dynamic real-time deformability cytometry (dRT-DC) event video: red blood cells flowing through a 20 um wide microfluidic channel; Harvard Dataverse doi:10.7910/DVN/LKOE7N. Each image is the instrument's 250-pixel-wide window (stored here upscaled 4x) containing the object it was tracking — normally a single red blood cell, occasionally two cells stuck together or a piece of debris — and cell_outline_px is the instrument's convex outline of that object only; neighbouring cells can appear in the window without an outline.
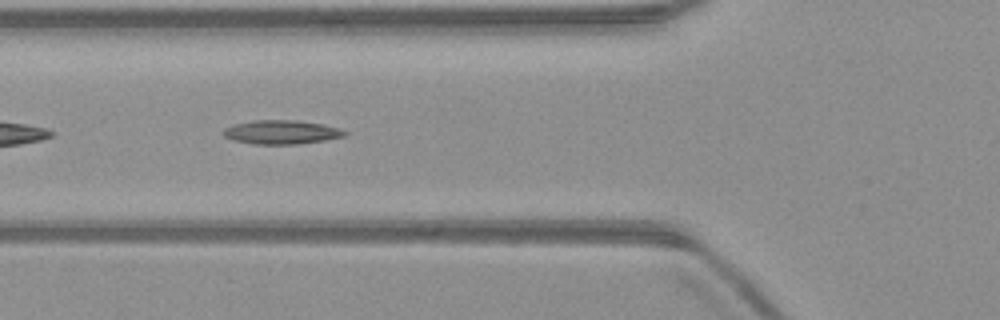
{"species": "common noctule bat (a hibernating species)", "species_latin": "Nyctalus noctula", "temperature_condition": "warm", "stored_images_in_passage": 34, "camera_frame_rate_fps": 3000, "um_per_image_px": 0.085, "animal": {"sex": "male", "body_mass_g": 23.1, "forearm_length_mm": 52.7}, "frame": {"image": 1, "passage_image": 5, "time_ms": 1.333, "image_size_px": [1000, 320], "cell_outline_px": [[348, 136], [324, 140], [296, 144], [252, 144], [232, 140], [224, 136], [224, 128], [232, 124], [252, 120], [296, 120], [320, 124], [340, 128], [348, 132]], "centroid_in_image_um": [23.92, 11.23], "position_along_channel_um": 101.9, "area_um2": 16.99}}
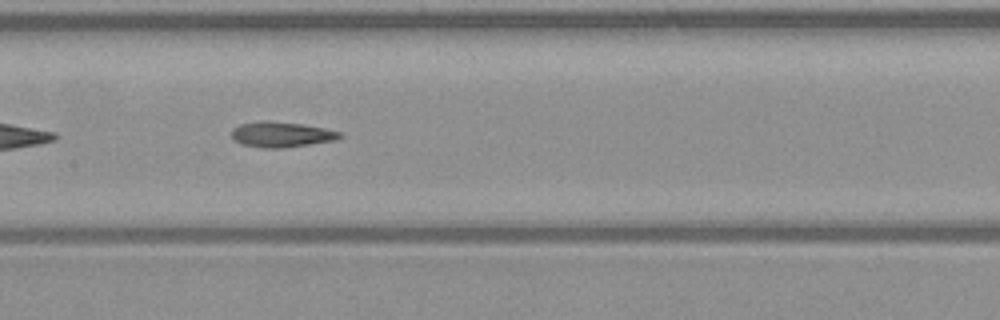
{"frame": {"image": 2, "passage_image": 11, "time_ms": 3.333, "image_size_px": [1000, 320], "cell_outline_px": [[344, 136], [336, 140], [284, 148], [264, 148], [240, 144], [232, 136], [232, 128], [240, 124], [264, 120], [268, 120], [300, 124], [324, 128], [344, 132]], "centroid_in_image_um": [23.95, 11.43], "position_along_channel_um": 183.4, "area_um2": 16.13}}
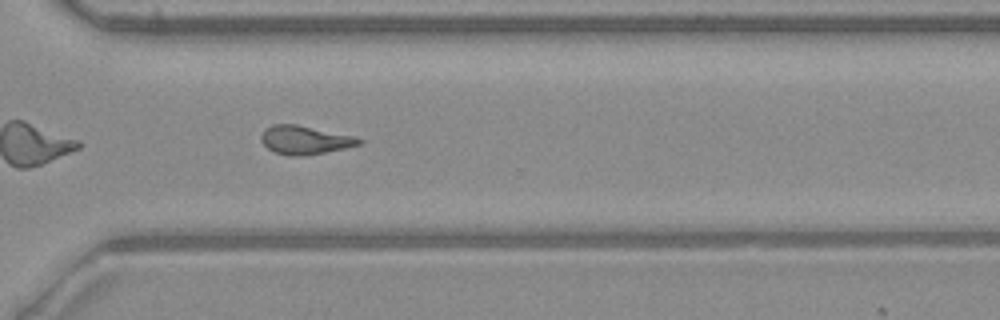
{"frame": {"image": 3, "passage_image": 23, "time_ms": 7.333, "image_size_px": [1000, 320], "cell_outline_px": [[364, 140], [360, 144], [344, 148], [324, 152], [300, 156], [288, 156], [276, 152], [268, 148], [260, 140], [260, 136], [272, 124], [296, 124], [356, 136]], "centroid_in_image_um": [25.93, 11.89], "position_along_channel_um": 344.7, "area_um2": 16.13}, "authors_computed_cell_mechanics": {"area_um2": 15.9239, "velocity_mm_per_s": 4.0406, "shape_relaxation_time_tau1_ms": null, "shape_relaxation_time_tau2_ms": 4.4185, "deformation_change_tau1": null, "deformation_change_tau2": 0.142}}